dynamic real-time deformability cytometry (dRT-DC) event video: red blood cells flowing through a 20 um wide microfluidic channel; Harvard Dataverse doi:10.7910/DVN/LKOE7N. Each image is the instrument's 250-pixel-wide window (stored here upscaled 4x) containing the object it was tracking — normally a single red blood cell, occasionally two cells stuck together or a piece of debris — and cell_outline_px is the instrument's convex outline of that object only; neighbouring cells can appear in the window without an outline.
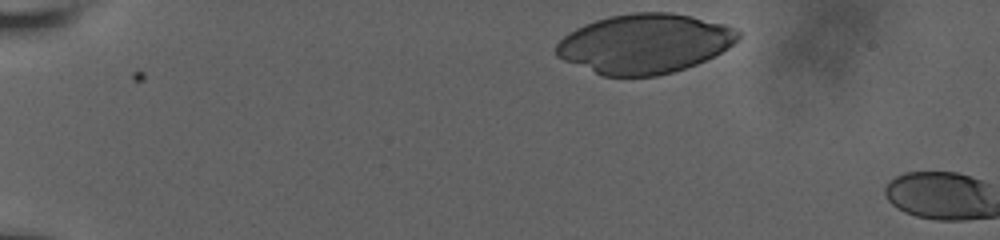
{"species": "human", "species_latin": "Homo sapiens", "temperature_condition": "room temperature", "stored_images_in_passage": 2, "camera_frame_rate_fps": 3000, "um_per_image_px": 0.085, "donor": {"sex": "male"}, "frame": {"image": 1, "passage_image": 1, "time_ms": 0.0, "image_size_px": [1000, 240], "cell_outline_px": [[740, 36], [728, 48], [696, 64], [672, 72], [656, 76], [604, 76], [564, 60], [556, 56], [556, 44], [568, 32], [584, 24], [608, 16], [632, 12], [668, 12], [692, 16], [724, 24], [736, 28], [740, 32]], "centroid_in_image_um": [54.78, 3.69], "position_along_channel_um": 30.2, "area_um2": 62.77}}